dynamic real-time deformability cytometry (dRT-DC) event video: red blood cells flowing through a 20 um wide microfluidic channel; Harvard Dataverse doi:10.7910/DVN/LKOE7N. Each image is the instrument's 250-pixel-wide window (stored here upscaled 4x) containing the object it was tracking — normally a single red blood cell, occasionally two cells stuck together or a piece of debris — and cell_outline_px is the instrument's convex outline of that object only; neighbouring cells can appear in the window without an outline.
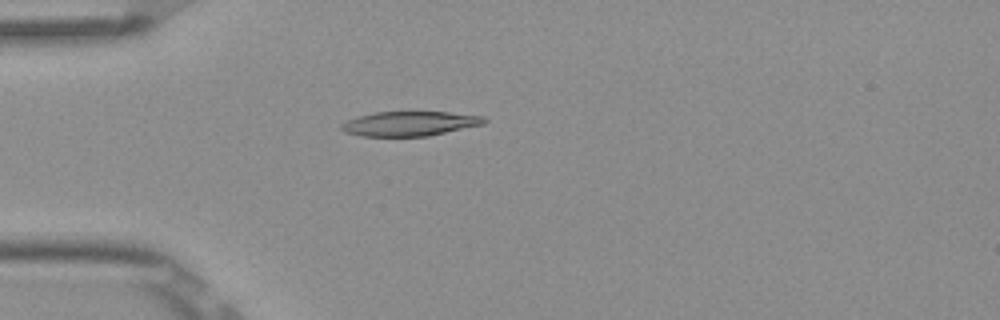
{"species": "Egyptian fruit bat (a non-hibernating species)", "species_latin": "Rousettus aegyptiacus", "temperature_condition": "room temperature", "stored_images_in_passage": 6, "camera_frame_rate_fps": 3000, "um_per_image_px": 0.085, "frame": {"image": 1, "passage_image": 5, "time_ms": 1.333, "image_size_px": [1000, 320], "cell_outline_px": [[488, 120], [484, 124], [428, 136], [360, 136], [344, 132], [340, 128], [340, 124], [356, 116], [376, 112], [448, 112], [484, 116]], "centroid_in_image_um": [34.81, 10.51], "position_along_channel_um": 50.2, "area_um2": 20.52}}